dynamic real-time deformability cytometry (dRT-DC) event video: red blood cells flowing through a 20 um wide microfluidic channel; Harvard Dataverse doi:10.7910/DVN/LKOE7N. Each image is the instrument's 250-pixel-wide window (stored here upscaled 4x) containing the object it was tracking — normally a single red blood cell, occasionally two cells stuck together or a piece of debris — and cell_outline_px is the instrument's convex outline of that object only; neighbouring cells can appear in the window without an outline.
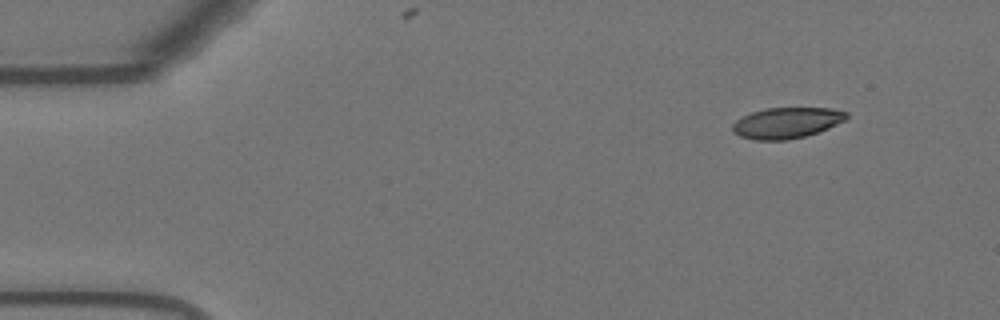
{"species": "Egyptian fruit bat (a non-hibernating species)", "species_latin": "Rousettus aegyptiacus", "temperature_condition": "warm", "stored_images_in_passage": 50, "camera_frame_rate_fps": 3000, "um_per_image_px": 0.085, "animal": {"sex": "female"}, "frame": {"image": 1, "passage_image": 1, "time_ms": 0.0, "image_size_px": [1000, 320], "cell_outline_px": [[848, 120], [828, 128], [804, 136], [784, 140], [756, 140], [740, 136], [732, 132], [732, 124], [736, 120], [752, 112], [764, 108], [832, 108], [848, 112]], "centroid_in_image_um": [66.88, 10.43], "position_along_channel_um": 18.1, "area_um2": 20.52}}
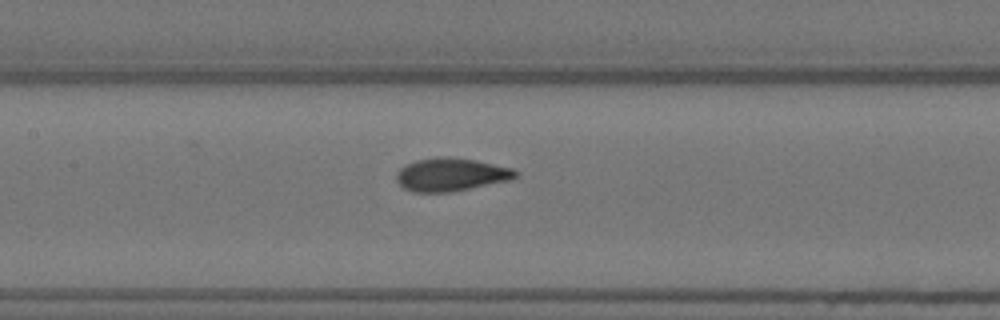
{"frame": {"image": 2, "passage_image": 21, "time_ms": 6.667, "image_size_px": [1000, 320], "cell_outline_px": [[520, 172], [512, 180], [452, 192], [412, 192], [404, 188], [396, 180], [396, 172], [400, 168], [416, 160], [436, 156], [444, 156], [476, 160], [512, 168]], "centroid_in_image_um": [38.35, 14.84], "position_along_channel_um": 169.1, "area_um2": 23.18}}
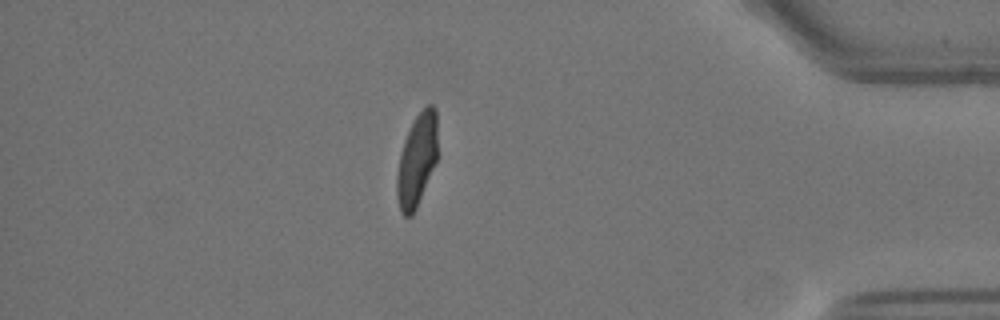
{"frame": {"image": 3, "passage_image": 43, "time_ms": 14.0, "image_size_px": [1000, 320], "cell_outline_px": [[436, 160], [416, 208], [412, 216], [404, 216], [400, 212], [396, 196], [396, 176], [400, 152], [404, 140], [416, 116], [428, 104], [432, 104], [436, 108]], "centroid_in_image_um": [35.4, 13.64], "position_along_channel_um": 399.8, "area_um2": 21.62}, "authors_computed_cell_mechanics": {"area_um2": 22.4264, "velocity_mm_per_s": 3.6707, "shape_relaxation_time_tau1_ms": 5.832, "shape_relaxation_time_tau2_ms": null, "deformation_change_tau1": 0.1793, "deformation_change_tau2": null}}